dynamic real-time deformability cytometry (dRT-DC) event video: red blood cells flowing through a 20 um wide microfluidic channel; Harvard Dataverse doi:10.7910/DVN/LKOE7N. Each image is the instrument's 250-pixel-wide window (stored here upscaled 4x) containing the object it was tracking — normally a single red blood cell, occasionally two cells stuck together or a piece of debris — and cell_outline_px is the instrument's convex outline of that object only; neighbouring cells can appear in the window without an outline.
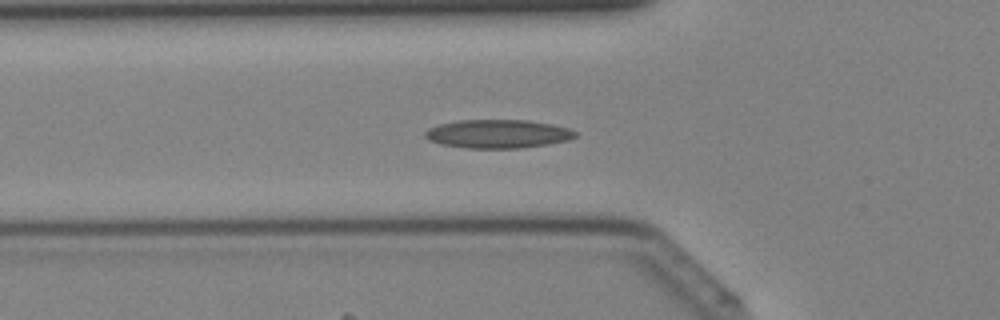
{"species": "Egyptian fruit bat (a non-hibernating species)", "species_latin": "Rousettus aegyptiacus", "temperature_condition": "cold", "stored_images_in_passage": 36, "camera_frame_rate_fps": 3000, "um_per_image_px": 0.085, "animal": {"sex": "female"}, "frame": {"image": 1, "passage_image": 9, "time_ms": 2.667, "image_size_px": [1000, 320], "cell_outline_px": [[576, 136], [568, 140], [548, 144], [520, 148], [468, 148], [440, 144], [428, 140], [424, 136], [424, 132], [428, 128], [440, 124], [456, 120], [528, 120], [552, 124], [568, 128], [576, 132]], "centroid_in_image_um": [42.29, 11.37], "position_along_channel_um": 83.5, "area_um2": 25.03}}
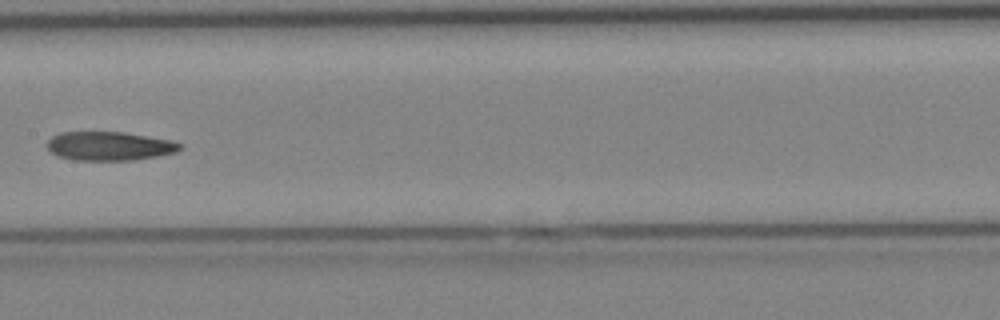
{"frame": {"image": 2, "passage_image": 16, "time_ms": 5.0, "image_size_px": [1000, 320], "cell_outline_px": [[184, 144], [176, 152], [156, 156], [132, 160], [72, 160], [56, 156], [48, 148], [48, 140], [52, 136], [60, 132], [124, 132], [172, 140]], "centroid_in_image_um": [9.3, 12.41], "position_along_channel_um": 198.1, "area_um2": 22.37}}
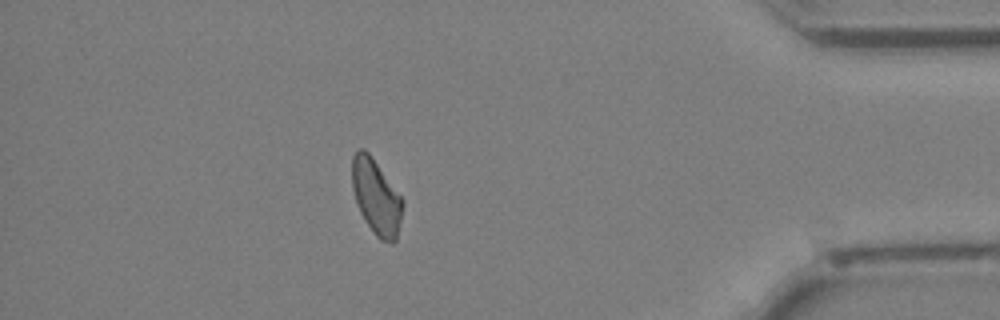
{"frame": {"image": 3, "passage_image": 31, "time_ms": 10.0, "image_size_px": [1000, 320], "cell_outline_px": [[404, 204], [396, 240], [392, 244], [380, 240], [376, 236], [364, 220], [356, 204], [352, 188], [352, 156], [356, 148], [364, 148], [372, 156], [404, 200]], "centroid_in_image_um": [31.97, 16.73], "position_along_channel_um": 403.2, "area_um2": 22.48}}